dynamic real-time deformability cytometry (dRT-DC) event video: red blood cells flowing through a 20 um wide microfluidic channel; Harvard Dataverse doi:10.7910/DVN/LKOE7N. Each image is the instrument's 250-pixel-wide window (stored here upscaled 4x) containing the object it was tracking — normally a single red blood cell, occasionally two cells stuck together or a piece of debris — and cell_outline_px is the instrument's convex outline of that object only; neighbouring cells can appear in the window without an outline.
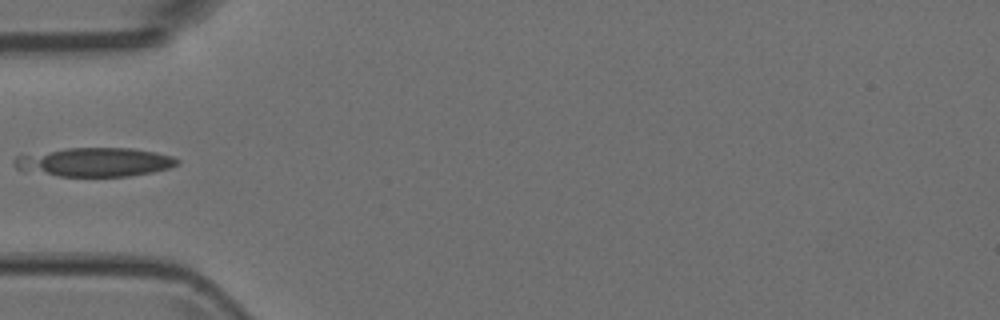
{"species": "Egyptian fruit bat (a non-hibernating species)", "species_latin": "Rousettus aegyptiacus", "temperature_condition": "room temperature", "stored_images_in_passage": 5, "camera_frame_rate_fps": 3000, "um_per_image_px": 0.085, "animal": {"sex": "female"}, "frame": {"image": 1, "passage_image": 5, "time_ms": 1.333, "image_size_px": [1000, 320], "cell_outline_px": [[180, 164], [168, 168], [152, 172], [128, 176], [60, 176], [16, 168], [12, 164], [12, 160], [16, 156], [68, 148], [132, 148], [156, 152], [172, 156], [180, 160]], "centroid_in_image_um": [8.11, 13.77], "position_along_channel_um": 76.9, "area_um2": 27.11}}